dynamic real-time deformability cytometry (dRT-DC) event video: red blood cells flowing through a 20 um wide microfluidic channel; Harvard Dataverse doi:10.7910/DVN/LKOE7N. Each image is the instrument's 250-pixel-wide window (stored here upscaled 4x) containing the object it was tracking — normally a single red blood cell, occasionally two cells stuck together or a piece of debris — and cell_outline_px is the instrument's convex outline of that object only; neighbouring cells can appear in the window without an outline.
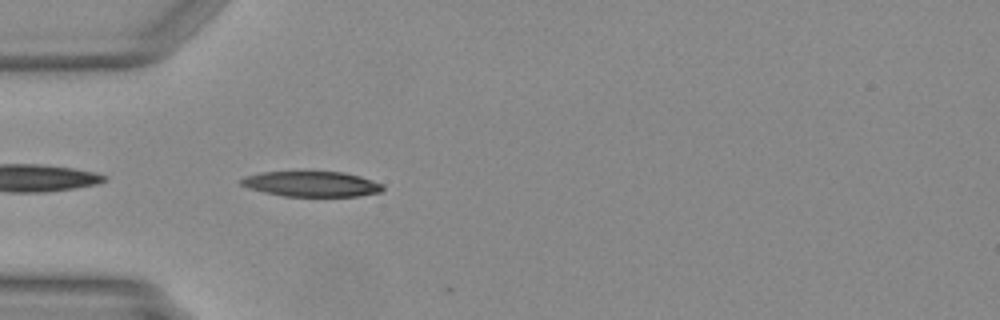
{"species": "Egyptian fruit bat (a non-hibernating species)", "species_latin": "Rousettus aegyptiacus", "temperature_condition": "warm", "stored_images_in_passage": 4, "camera_frame_rate_fps": 3000, "um_per_image_px": 0.085, "animal": {"sex": "female"}, "frame": {"image": 1, "passage_image": 3, "time_ms": 0.667, "image_size_px": [1000, 320], "cell_outline_px": [[384, 188], [380, 192], [356, 196], [284, 196], [264, 192], [248, 188], [240, 184], [240, 180], [244, 176], [264, 172], [344, 172], [360, 176], [384, 184]], "centroid_in_image_um": [26.49, 15.64], "position_along_channel_um": 58.5, "area_um2": 20.81}}